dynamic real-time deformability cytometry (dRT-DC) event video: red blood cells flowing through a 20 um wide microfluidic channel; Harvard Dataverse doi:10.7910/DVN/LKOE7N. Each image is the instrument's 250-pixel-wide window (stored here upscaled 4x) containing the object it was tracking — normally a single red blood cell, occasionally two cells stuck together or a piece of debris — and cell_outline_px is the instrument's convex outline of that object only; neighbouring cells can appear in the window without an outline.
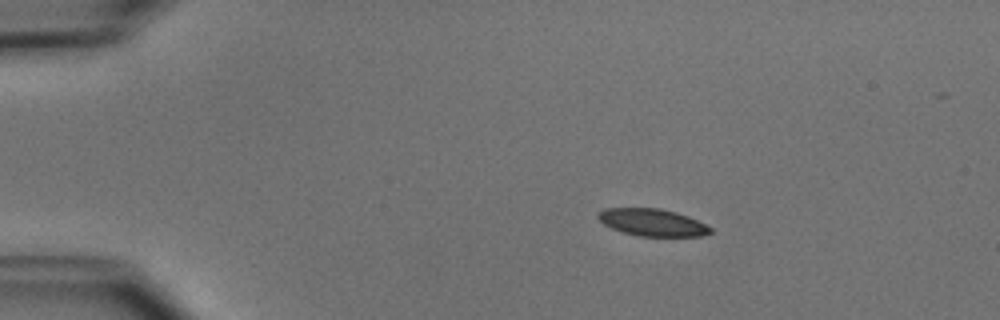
{"species": "common noctule bat (a hibernating species)", "species_latin": "Nyctalus noctula", "temperature_condition": "cold", "stored_images_in_passage": 44, "camera_frame_rate_fps": 3000, "um_per_image_px": 0.085, "animal": {"sex": "male", "body_mass_g": 15.6}, "frame": {"image": 1, "passage_image": 1, "time_ms": 0.0, "image_size_px": [1000, 320], "cell_outline_px": [[712, 232], [700, 236], [640, 236], [624, 232], [612, 228], [604, 224], [596, 216], [596, 212], [604, 208], [660, 208], [676, 212], [688, 216], [712, 228]], "centroid_in_image_um": [55.42, 18.89], "position_along_channel_um": 29.6, "area_um2": 17.74}}
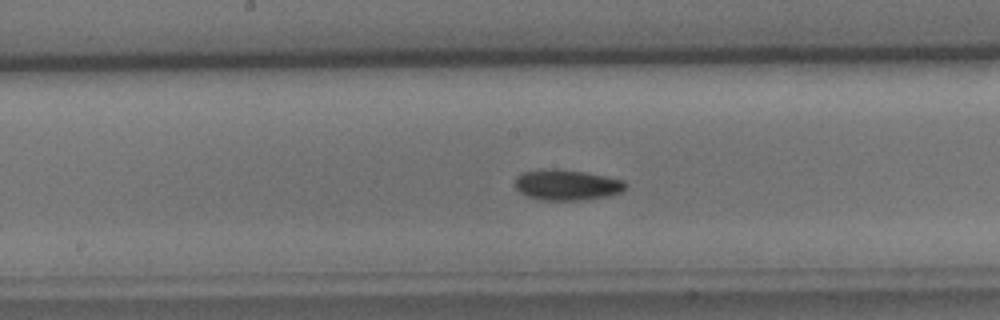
{"frame": {"image": 2, "passage_image": 19, "time_ms": 6.0, "image_size_px": [1000, 320], "cell_outline_px": [[628, 184], [620, 192], [608, 196], [584, 200], [540, 200], [528, 196], [520, 192], [516, 188], [516, 176], [524, 172], [544, 168], [560, 168], [584, 172], [624, 180]], "centroid_in_image_um": [48.18, 15.71], "position_along_channel_um": 200.0, "area_um2": 19.83}}
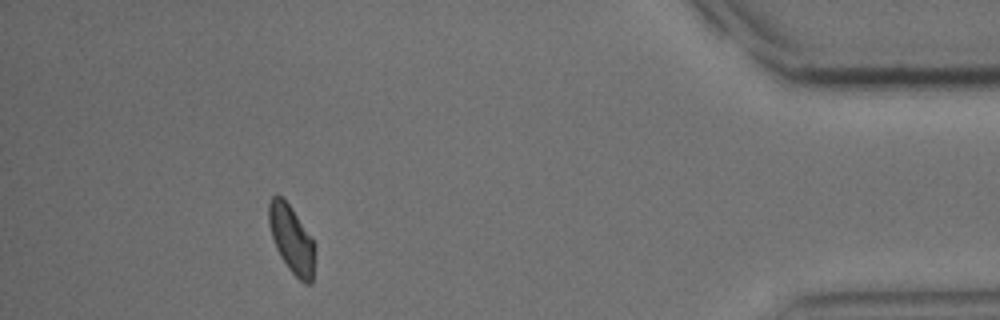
{"frame": {"image": 3, "passage_image": 39, "time_ms": 12.667, "image_size_px": [1000, 320], "cell_outline_px": [[312, 284], [304, 284], [288, 268], [280, 256], [276, 248], [268, 224], [268, 204], [272, 196], [280, 196], [292, 208], [312, 240]], "centroid_in_image_um": [24.72, 20.32], "position_along_channel_um": 410.5, "area_um2": 17.4}, "authors_computed_cell_mechanics": {"area_um2": 18.9584, "velocity_mm_per_s": 3.8891, "shape_relaxation_time_tau1_ms": 3.4831, "shape_relaxation_time_tau2_ms": 5.233, "deformation_change_tau1": 0.0869, "deformation_change_tau2": 0.086}}